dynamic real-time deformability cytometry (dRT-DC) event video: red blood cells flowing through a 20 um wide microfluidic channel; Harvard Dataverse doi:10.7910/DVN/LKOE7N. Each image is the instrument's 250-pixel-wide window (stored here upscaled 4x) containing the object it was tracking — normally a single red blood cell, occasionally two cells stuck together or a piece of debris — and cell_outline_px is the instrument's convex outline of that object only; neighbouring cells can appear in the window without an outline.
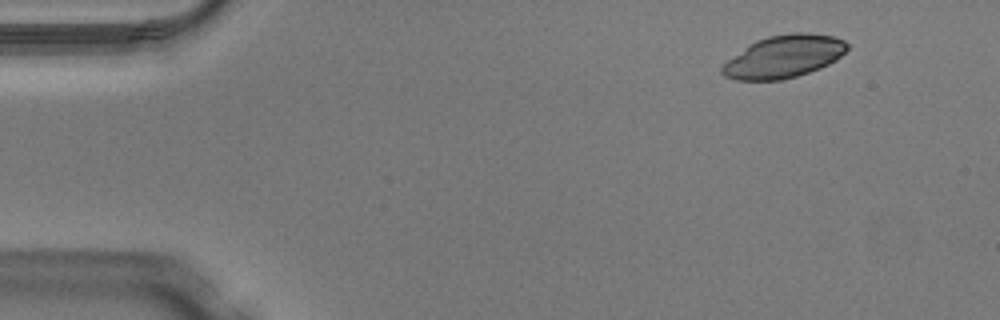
{"species": "Egyptian fruit bat (a non-hibernating species)", "species_latin": "Rousettus aegyptiacus", "temperature_condition": "warm", "stored_images_in_passage": 45, "camera_frame_rate_fps": 3000, "um_per_image_px": 0.085, "animal": {"sex": "male"}, "frame": {"image": 1, "passage_image": 1, "time_ms": 0.0, "image_size_px": [1000, 320], "cell_outline_px": [[848, 48], [836, 60], [820, 68], [796, 76], [780, 80], [736, 80], [724, 76], [720, 72], [720, 68], [728, 60], [756, 40], [768, 36], [792, 32], [808, 32], [832, 36], [844, 40], [848, 44]], "centroid_in_image_um": [66.63, 4.8], "position_along_channel_um": 18.4, "area_um2": 30.81}}
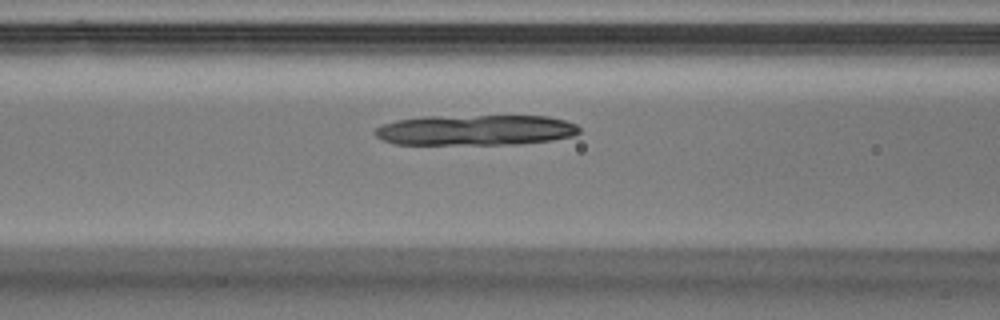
{"frame": {"image": 2, "passage_image": 16, "time_ms": 5.0, "image_size_px": [1000, 320], "cell_outline_px": [[580, 132], [572, 136], [552, 140], [520, 144], [396, 144], [384, 140], [376, 136], [372, 132], [376, 128], [384, 124], [396, 120], [424, 116], [548, 116], [564, 120], [576, 124], [580, 128]], "centroid_in_image_um": [40.43, 11.05], "position_along_channel_um": 126.2, "area_um2": 36.41}}